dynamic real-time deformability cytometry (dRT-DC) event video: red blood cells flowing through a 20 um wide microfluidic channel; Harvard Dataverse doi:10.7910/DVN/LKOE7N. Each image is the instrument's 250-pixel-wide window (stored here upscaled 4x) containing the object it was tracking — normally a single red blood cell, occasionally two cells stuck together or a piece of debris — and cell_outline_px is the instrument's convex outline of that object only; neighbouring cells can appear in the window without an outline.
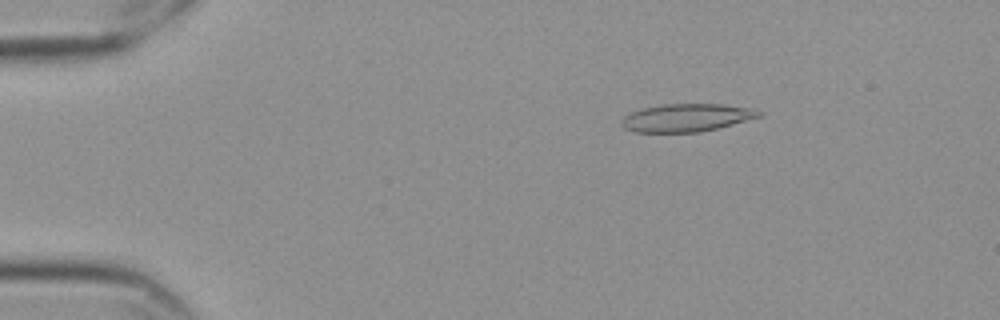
{"species": "Egyptian fruit bat (a non-hibernating species)", "species_latin": "Rousettus aegyptiacus", "temperature_condition": "cold", "stored_images_in_passage": 57, "camera_frame_rate_fps": 3000, "um_per_image_px": 0.085, "frame": {"image": 1, "passage_image": 9, "time_ms": 2.667, "image_size_px": [1000, 320], "cell_outline_px": [[764, 116], [700, 132], [632, 132], [624, 128], [620, 124], [620, 120], [624, 116], [640, 108], [664, 104], [724, 104], [748, 108], [764, 112]], "centroid_in_image_um": [58.33, 10.0], "position_along_channel_um": 26.7, "area_um2": 22.43}}
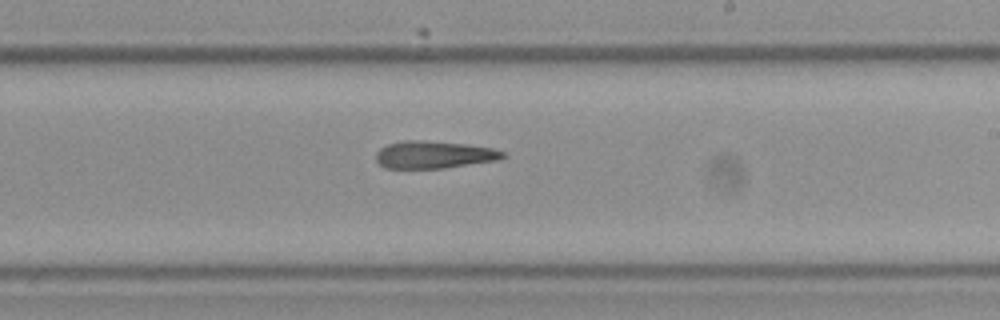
{"frame": {"image": 2, "passage_image": 34, "time_ms": 11.0, "image_size_px": [1000, 320], "cell_outline_px": [[508, 156], [500, 160], [444, 168], [384, 168], [376, 160], [376, 152], [380, 148], [388, 144], [404, 140], [420, 140], [468, 144], [492, 148], [508, 152]], "centroid_in_image_um": [36.95, 13.15], "position_along_channel_um": 252.1, "area_um2": 20.52}}
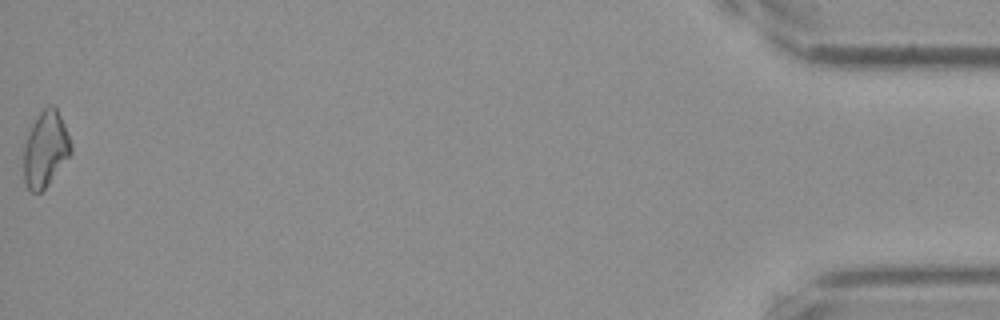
{"frame": {"image": 3, "passage_image": 57, "time_ms": 18.667, "image_size_px": [1000, 320], "cell_outline_px": [[72, 152], [48, 184], [40, 192], [32, 192], [28, 188], [24, 180], [24, 144], [28, 132], [32, 124], [40, 112], [48, 104], [56, 104], [72, 144]], "centroid_in_image_um": [3.87, 12.63], "position_along_channel_um": 431.3, "area_um2": 20.81}, "authors_computed_cell_mechanics": {"area_um2": 21.3282, "velocity_mm_per_s": 3.5579, "shape_relaxation_time_tau1_ms": 10.3248, "shape_relaxation_time_tau2_ms": 10.0527, "deformation_change_tau1": 0.2049, "deformation_change_tau2": 0.2573}}